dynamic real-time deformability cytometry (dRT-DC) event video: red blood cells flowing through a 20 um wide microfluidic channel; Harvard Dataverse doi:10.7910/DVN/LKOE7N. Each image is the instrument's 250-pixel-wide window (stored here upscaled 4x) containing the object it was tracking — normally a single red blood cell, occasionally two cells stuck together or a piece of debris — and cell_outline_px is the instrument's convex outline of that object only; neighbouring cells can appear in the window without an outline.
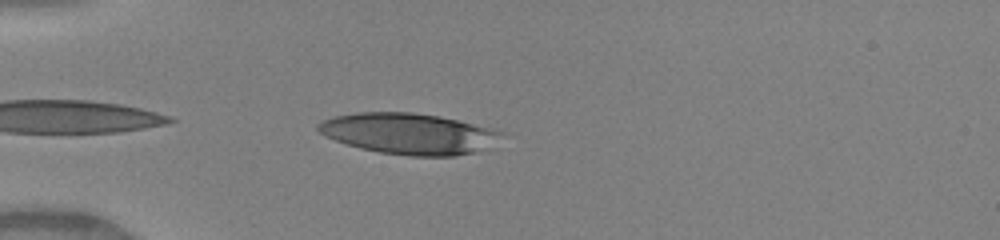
{"species": "human", "species_latin": "Homo sapiens", "temperature_condition": "warm", "stored_images_in_passage": 34, "camera_frame_rate_fps": 3000, "um_per_image_px": 0.085, "donor": {"sex": "female"}, "frame": {"image": 1, "passage_image": 2, "time_ms": 0.333, "image_size_px": [1000, 240], "cell_outline_px": [[504, 132], [480, 148], [472, 152], [456, 156], [412, 156], [380, 152], [360, 148], [324, 136], [316, 128], [316, 124], [324, 120], [336, 116], [356, 112], [412, 112], [440, 116]], "centroid_in_image_um": [34.61, 11.34], "position_along_channel_um": 50.4, "area_um2": 42.71}}
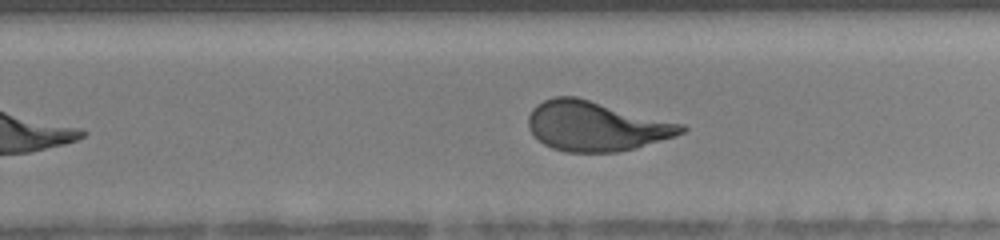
{"frame": {"image": 2, "passage_image": 20, "time_ms": 6.333, "image_size_px": [1000, 240], "cell_outline_px": [[688, 128], [684, 132], [676, 136], [636, 148], [616, 152], [564, 152], [552, 148], [544, 144], [528, 128], [528, 116], [532, 108], [536, 104], [552, 96], [576, 96], [684, 124]], "centroid_in_image_um": [50.66, 10.71], "position_along_channel_um": 279.1, "area_um2": 44.51}}
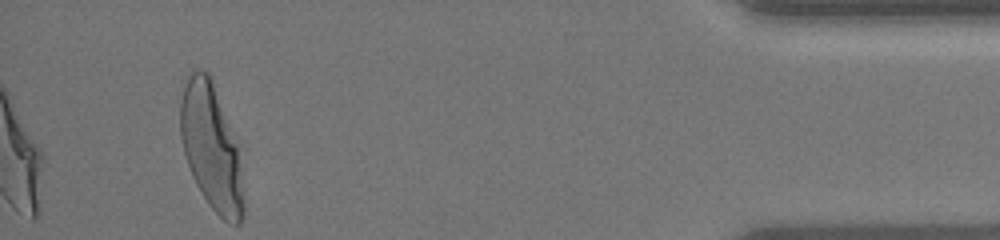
{"frame": {"image": 3, "passage_image": 34, "time_ms": 11.0, "image_size_px": [1000, 240], "cell_outline_px": [[244, 216], [240, 224], [232, 224], [224, 220], [208, 204], [196, 184], [192, 176], [184, 152], [180, 136], [180, 100], [188, 76], [192, 72], [208, 72], [244, 148]], "centroid_in_image_um": [18.07, 12.56], "position_along_channel_um": 417.1, "area_um2": 48.15}, "authors_computed_cell_mechanics": {"area_um2": 44.3904, "velocity_mm_per_s": 4.1538, "shape_relaxation_time_tau1_ms": 4.2513, "shape_relaxation_time_tau2_ms": null, "deformation_change_tau1": 0.2187, "deformation_change_tau2": null}}